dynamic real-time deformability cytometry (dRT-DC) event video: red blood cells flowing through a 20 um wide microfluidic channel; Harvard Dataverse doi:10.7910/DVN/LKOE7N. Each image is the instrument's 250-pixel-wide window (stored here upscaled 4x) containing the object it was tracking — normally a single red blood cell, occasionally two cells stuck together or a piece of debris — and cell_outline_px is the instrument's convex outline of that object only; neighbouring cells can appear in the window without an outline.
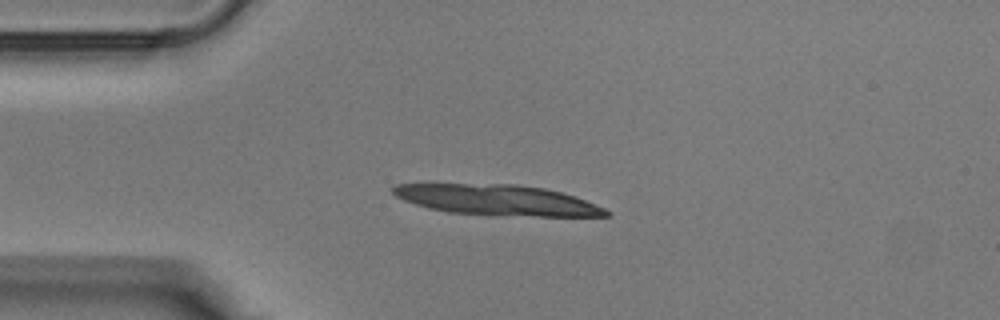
{"species": "Egyptian fruit bat (a non-hibernating species)", "species_latin": "Rousettus aegyptiacus", "temperature_condition": "warm", "stored_images_in_passage": 31, "segment_of_instrument_passage": [1, 2], "camera_frame_rate_fps": 3000, "um_per_image_px": 0.085, "animal": {"sex": "male"}, "frame": {"image": 1, "passage_image": 2, "time_ms": 0.333, "image_size_px": [1000, 320], "cell_outline_px": [[608, 216], [492, 216], [448, 212], [428, 208], [404, 200], [396, 196], [388, 188], [396, 184], [516, 184], [544, 188], [560, 192], [584, 200], [604, 208], [608, 212]], "centroid_in_image_um": [42.2, 17.01], "position_along_channel_um": 42.8, "area_um2": 37.92}}